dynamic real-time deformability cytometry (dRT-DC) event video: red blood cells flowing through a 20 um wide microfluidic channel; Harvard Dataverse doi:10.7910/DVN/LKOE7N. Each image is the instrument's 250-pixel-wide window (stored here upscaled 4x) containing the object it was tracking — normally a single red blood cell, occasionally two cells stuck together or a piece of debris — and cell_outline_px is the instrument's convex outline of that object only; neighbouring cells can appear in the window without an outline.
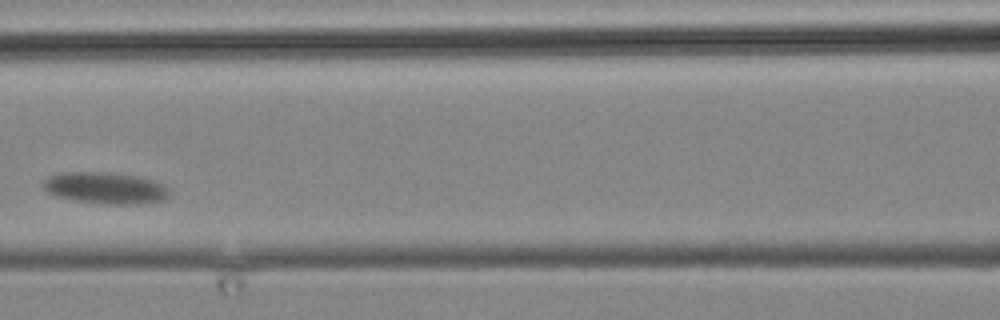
{"species": "common noctule bat (a hibernating species)", "species_latin": "Nyctalus noctula", "temperature_condition": "cold", "stored_images_in_passage": 5, "camera_frame_rate_fps": 3000, "um_per_image_px": 0.085, "animal": {"sex": "male", "body_mass_g": 19.2, "forearm_length_mm": 51.8}, "frame": {"image": 1, "passage_image": 3, "time_ms": 3.333, "image_size_px": [1000, 320], "cell_outline_px": [[168, 196], [164, 200], [136, 204], [104, 204], [76, 200], [56, 196], [48, 192], [44, 188], [44, 180], [48, 176], [60, 172], [100, 172], [136, 176], [152, 180], [164, 184], [168, 188]], "centroid_in_image_um": [8.95, 15.98], "position_along_channel_um": 157.7, "area_um2": 23.0}}
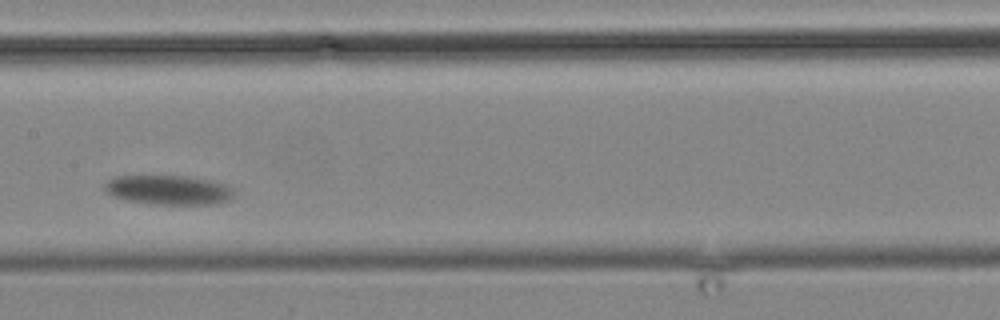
{"frame": {"image": 2, "passage_image": 4, "time_ms": 4.667, "image_size_px": [1000, 320], "cell_outline_px": [[232, 196], [228, 200], [216, 204], [156, 204], [124, 200], [112, 196], [104, 188], [104, 184], [108, 180], [116, 176], [188, 176], [212, 180], [228, 184], [232, 188]], "centroid_in_image_um": [14.33, 16.14], "position_along_channel_um": 193.1, "area_um2": 22.25}}